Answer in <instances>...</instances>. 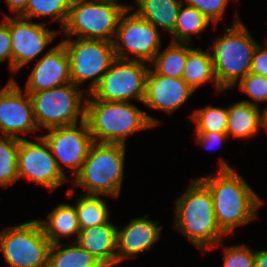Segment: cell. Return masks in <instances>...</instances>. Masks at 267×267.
I'll use <instances>...</instances> for the list:
<instances>
[{"instance_id":"cell-11","label":"cell","mask_w":267,"mask_h":267,"mask_svg":"<svg viewBox=\"0 0 267 267\" xmlns=\"http://www.w3.org/2000/svg\"><path fill=\"white\" fill-rule=\"evenodd\" d=\"M150 64L116 58L90 95L97 100L143 103Z\"/></svg>"},{"instance_id":"cell-28","label":"cell","mask_w":267,"mask_h":267,"mask_svg":"<svg viewBox=\"0 0 267 267\" xmlns=\"http://www.w3.org/2000/svg\"><path fill=\"white\" fill-rule=\"evenodd\" d=\"M70 3L71 0H28L26 11L20 17L29 20L42 19L41 23L45 24L50 19L51 24L59 23L61 31L68 18Z\"/></svg>"},{"instance_id":"cell-25","label":"cell","mask_w":267,"mask_h":267,"mask_svg":"<svg viewBox=\"0 0 267 267\" xmlns=\"http://www.w3.org/2000/svg\"><path fill=\"white\" fill-rule=\"evenodd\" d=\"M192 43L170 41L166 47L161 48L155 55L150 67L157 73L171 78H182L184 66Z\"/></svg>"},{"instance_id":"cell-37","label":"cell","mask_w":267,"mask_h":267,"mask_svg":"<svg viewBox=\"0 0 267 267\" xmlns=\"http://www.w3.org/2000/svg\"><path fill=\"white\" fill-rule=\"evenodd\" d=\"M5 4L8 7L7 10L12 13V15L2 12L3 17H20L26 11L28 0H5Z\"/></svg>"},{"instance_id":"cell-32","label":"cell","mask_w":267,"mask_h":267,"mask_svg":"<svg viewBox=\"0 0 267 267\" xmlns=\"http://www.w3.org/2000/svg\"><path fill=\"white\" fill-rule=\"evenodd\" d=\"M224 240L217 243L214 248L221 247L223 252L222 267H255V249H251L246 243L225 246ZM224 244V245H223Z\"/></svg>"},{"instance_id":"cell-17","label":"cell","mask_w":267,"mask_h":267,"mask_svg":"<svg viewBox=\"0 0 267 267\" xmlns=\"http://www.w3.org/2000/svg\"><path fill=\"white\" fill-rule=\"evenodd\" d=\"M32 67L23 88L26 93H35L72 83L69 57L61 42L35 61Z\"/></svg>"},{"instance_id":"cell-30","label":"cell","mask_w":267,"mask_h":267,"mask_svg":"<svg viewBox=\"0 0 267 267\" xmlns=\"http://www.w3.org/2000/svg\"><path fill=\"white\" fill-rule=\"evenodd\" d=\"M20 139L0 136V187L8 188L19 181L18 148Z\"/></svg>"},{"instance_id":"cell-9","label":"cell","mask_w":267,"mask_h":267,"mask_svg":"<svg viewBox=\"0 0 267 267\" xmlns=\"http://www.w3.org/2000/svg\"><path fill=\"white\" fill-rule=\"evenodd\" d=\"M50 247L37 218L0 231V251L9 267H48Z\"/></svg>"},{"instance_id":"cell-27","label":"cell","mask_w":267,"mask_h":267,"mask_svg":"<svg viewBox=\"0 0 267 267\" xmlns=\"http://www.w3.org/2000/svg\"><path fill=\"white\" fill-rule=\"evenodd\" d=\"M48 267H105L76 242L51 244Z\"/></svg>"},{"instance_id":"cell-26","label":"cell","mask_w":267,"mask_h":267,"mask_svg":"<svg viewBox=\"0 0 267 267\" xmlns=\"http://www.w3.org/2000/svg\"><path fill=\"white\" fill-rule=\"evenodd\" d=\"M213 23L200 11L184 2L178 12L177 22L171 36V41L182 43H193V36L201 41L202 33Z\"/></svg>"},{"instance_id":"cell-14","label":"cell","mask_w":267,"mask_h":267,"mask_svg":"<svg viewBox=\"0 0 267 267\" xmlns=\"http://www.w3.org/2000/svg\"><path fill=\"white\" fill-rule=\"evenodd\" d=\"M18 178H26L53 192L70 180L59 170L49 145L41 135L34 141L20 140L18 148Z\"/></svg>"},{"instance_id":"cell-31","label":"cell","mask_w":267,"mask_h":267,"mask_svg":"<svg viewBox=\"0 0 267 267\" xmlns=\"http://www.w3.org/2000/svg\"><path fill=\"white\" fill-rule=\"evenodd\" d=\"M236 86L237 90L249 97L248 99H241V101L259 107H261V102L267 103V77L250 72L231 89H234Z\"/></svg>"},{"instance_id":"cell-29","label":"cell","mask_w":267,"mask_h":267,"mask_svg":"<svg viewBox=\"0 0 267 267\" xmlns=\"http://www.w3.org/2000/svg\"><path fill=\"white\" fill-rule=\"evenodd\" d=\"M195 125L194 133H227L228 112L227 106L219 107L213 104L196 108L189 115Z\"/></svg>"},{"instance_id":"cell-8","label":"cell","mask_w":267,"mask_h":267,"mask_svg":"<svg viewBox=\"0 0 267 267\" xmlns=\"http://www.w3.org/2000/svg\"><path fill=\"white\" fill-rule=\"evenodd\" d=\"M60 42L69 57L71 82L90 94L116 59L113 42L84 38H62Z\"/></svg>"},{"instance_id":"cell-5","label":"cell","mask_w":267,"mask_h":267,"mask_svg":"<svg viewBox=\"0 0 267 267\" xmlns=\"http://www.w3.org/2000/svg\"><path fill=\"white\" fill-rule=\"evenodd\" d=\"M126 150L123 144L94 142L70 188H82L85 195L118 198L125 178Z\"/></svg>"},{"instance_id":"cell-16","label":"cell","mask_w":267,"mask_h":267,"mask_svg":"<svg viewBox=\"0 0 267 267\" xmlns=\"http://www.w3.org/2000/svg\"><path fill=\"white\" fill-rule=\"evenodd\" d=\"M195 92L182 78L157 74L149 68L143 103L151 110L175 114Z\"/></svg>"},{"instance_id":"cell-36","label":"cell","mask_w":267,"mask_h":267,"mask_svg":"<svg viewBox=\"0 0 267 267\" xmlns=\"http://www.w3.org/2000/svg\"><path fill=\"white\" fill-rule=\"evenodd\" d=\"M263 44V46H262ZM250 72L267 77V40L257 45L251 62Z\"/></svg>"},{"instance_id":"cell-10","label":"cell","mask_w":267,"mask_h":267,"mask_svg":"<svg viewBox=\"0 0 267 267\" xmlns=\"http://www.w3.org/2000/svg\"><path fill=\"white\" fill-rule=\"evenodd\" d=\"M161 31L131 8L121 15L113 40L116 58L150 64L162 48Z\"/></svg>"},{"instance_id":"cell-12","label":"cell","mask_w":267,"mask_h":267,"mask_svg":"<svg viewBox=\"0 0 267 267\" xmlns=\"http://www.w3.org/2000/svg\"><path fill=\"white\" fill-rule=\"evenodd\" d=\"M40 134L50 147L56 159L59 170L70 181L79 173L88 156L91 145L94 143L89 131L88 123H80L51 128ZM69 170L72 178L65 173Z\"/></svg>"},{"instance_id":"cell-3","label":"cell","mask_w":267,"mask_h":267,"mask_svg":"<svg viewBox=\"0 0 267 267\" xmlns=\"http://www.w3.org/2000/svg\"><path fill=\"white\" fill-rule=\"evenodd\" d=\"M85 120L94 142L123 145L138 131L156 128L162 123L132 102L102 101L90 94L86 99Z\"/></svg>"},{"instance_id":"cell-15","label":"cell","mask_w":267,"mask_h":267,"mask_svg":"<svg viewBox=\"0 0 267 267\" xmlns=\"http://www.w3.org/2000/svg\"><path fill=\"white\" fill-rule=\"evenodd\" d=\"M33 106L28 93L18 84L14 75L0 87V136L25 139L28 134L38 137ZM35 135V136H34Z\"/></svg>"},{"instance_id":"cell-34","label":"cell","mask_w":267,"mask_h":267,"mask_svg":"<svg viewBox=\"0 0 267 267\" xmlns=\"http://www.w3.org/2000/svg\"><path fill=\"white\" fill-rule=\"evenodd\" d=\"M4 61H8V68L12 72V48L8 16L2 17L0 22V64Z\"/></svg>"},{"instance_id":"cell-22","label":"cell","mask_w":267,"mask_h":267,"mask_svg":"<svg viewBox=\"0 0 267 267\" xmlns=\"http://www.w3.org/2000/svg\"><path fill=\"white\" fill-rule=\"evenodd\" d=\"M183 0H133L131 9L156 28L170 35ZM136 7V8H135Z\"/></svg>"},{"instance_id":"cell-35","label":"cell","mask_w":267,"mask_h":267,"mask_svg":"<svg viewBox=\"0 0 267 267\" xmlns=\"http://www.w3.org/2000/svg\"><path fill=\"white\" fill-rule=\"evenodd\" d=\"M194 140L197 145L202 148L214 150L222 146L227 140L230 141L227 133L207 132V133H193ZM205 149V150H206Z\"/></svg>"},{"instance_id":"cell-2","label":"cell","mask_w":267,"mask_h":267,"mask_svg":"<svg viewBox=\"0 0 267 267\" xmlns=\"http://www.w3.org/2000/svg\"><path fill=\"white\" fill-rule=\"evenodd\" d=\"M173 206L172 227L203 255L227 237L217 225L212 195L198 178L191 179Z\"/></svg>"},{"instance_id":"cell-19","label":"cell","mask_w":267,"mask_h":267,"mask_svg":"<svg viewBox=\"0 0 267 267\" xmlns=\"http://www.w3.org/2000/svg\"><path fill=\"white\" fill-rule=\"evenodd\" d=\"M112 221L81 229L76 243L105 267L117 266V224Z\"/></svg>"},{"instance_id":"cell-23","label":"cell","mask_w":267,"mask_h":267,"mask_svg":"<svg viewBox=\"0 0 267 267\" xmlns=\"http://www.w3.org/2000/svg\"><path fill=\"white\" fill-rule=\"evenodd\" d=\"M182 79L194 92L205 83L209 84V82L213 83L216 95L225 92L216 80L209 49L205 51L200 47H193L189 51Z\"/></svg>"},{"instance_id":"cell-4","label":"cell","mask_w":267,"mask_h":267,"mask_svg":"<svg viewBox=\"0 0 267 267\" xmlns=\"http://www.w3.org/2000/svg\"><path fill=\"white\" fill-rule=\"evenodd\" d=\"M238 13H235L231 27L226 26L220 36H214L208 48L216 80L224 91L250 73L253 54L259 44Z\"/></svg>"},{"instance_id":"cell-7","label":"cell","mask_w":267,"mask_h":267,"mask_svg":"<svg viewBox=\"0 0 267 267\" xmlns=\"http://www.w3.org/2000/svg\"><path fill=\"white\" fill-rule=\"evenodd\" d=\"M28 94L39 131L85 120L87 92L73 83Z\"/></svg>"},{"instance_id":"cell-18","label":"cell","mask_w":267,"mask_h":267,"mask_svg":"<svg viewBox=\"0 0 267 267\" xmlns=\"http://www.w3.org/2000/svg\"><path fill=\"white\" fill-rule=\"evenodd\" d=\"M149 214L132 218L121 229L117 226V265L150 251L162 238L163 225Z\"/></svg>"},{"instance_id":"cell-39","label":"cell","mask_w":267,"mask_h":267,"mask_svg":"<svg viewBox=\"0 0 267 267\" xmlns=\"http://www.w3.org/2000/svg\"><path fill=\"white\" fill-rule=\"evenodd\" d=\"M260 120H261V131L266 132L267 134V105L262 108L260 107Z\"/></svg>"},{"instance_id":"cell-38","label":"cell","mask_w":267,"mask_h":267,"mask_svg":"<svg viewBox=\"0 0 267 267\" xmlns=\"http://www.w3.org/2000/svg\"><path fill=\"white\" fill-rule=\"evenodd\" d=\"M255 267H267V249H255Z\"/></svg>"},{"instance_id":"cell-33","label":"cell","mask_w":267,"mask_h":267,"mask_svg":"<svg viewBox=\"0 0 267 267\" xmlns=\"http://www.w3.org/2000/svg\"><path fill=\"white\" fill-rule=\"evenodd\" d=\"M231 0H183V2L194 7L204 14L214 25V28L225 16V11Z\"/></svg>"},{"instance_id":"cell-40","label":"cell","mask_w":267,"mask_h":267,"mask_svg":"<svg viewBox=\"0 0 267 267\" xmlns=\"http://www.w3.org/2000/svg\"><path fill=\"white\" fill-rule=\"evenodd\" d=\"M110 1H115V2L121 3V1H120V0H110Z\"/></svg>"},{"instance_id":"cell-1","label":"cell","mask_w":267,"mask_h":267,"mask_svg":"<svg viewBox=\"0 0 267 267\" xmlns=\"http://www.w3.org/2000/svg\"><path fill=\"white\" fill-rule=\"evenodd\" d=\"M217 162L219 168L215 173L199 176L198 179L212 195L217 225L229 236L238 227H244L259 218L258 211L264 200L224 157Z\"/></svg>"},{"instance_id":"cell-13","label":"cell","mask_w":267,"mask_h":267,"mask_svg":"<svg viewBox=\"0 0 267 267\" xmlns=\"http://www.w3.org/2000/svg\"><path fill=\"white\" fill-rule=\"evenodd\" d=\"M46 25L38 19L35 22L23 17L8 16L13 74L18 73L25 65H32L34 60L38 61L53 47L49 45H52L60 30L51 29ZM47 46L50 48L45 51Z\"/></svg>"},{"instance_id":"cell-20","label":"cell","mask_w":267,"mask_h":267,"mask_svg":"<svg viewBox=\"0 0 267 267\" xmlns=\"http://www.w3.org/2000/svg\"><path fill=\"white\" fill-rule=\"evenodd\" d=\"M37 219L51 244L65 242L64 239L75 242L81 230L75 205L67 201L53 207L45 219Z\"/></svg>"},{"instance_id":"cell-24","label":"cell","mask_w":267,"mask_h":267,"mask_svg":"<svg viewBox=\"0 0 267 267\" xmlns=\"http://www.w3.org/2000/svg\"><path fill=\"white\" fill-rule=\"evenodd\" d=\"M70 187L66 190L68 198L75 197V209L79 220L80 229L108 223L111 219L109 200L103 196L74 194Z\"/></svg>"},{"instance_id":"cell-6","label":"cell","mask_w":267,"mask_h":267,"mask_svg":"<svg viewBox=\"0 0 267 267\" xmlns=\"http://www.w3.org/2000/svg\"><path fill=\"white\" fill-rule=\"evenodd\" d=\"M132 3L110 0H71L68 18L60 34L65 38L101 39L113 42L119 19Z\"/></svg>"},{"instance_id":"cell-21","label":"cell","mask_w":267,"mask_h":267,"mask_svg":"<svg viewBox=\"0 0 267 267\" xmlns=\"http://www.w3.org/2000/svg\"><path fill=\"white\" fill-rule=\"evenodd\" d=\"M227 135L230 140H250L261 132L260 107L243 102H233L227 106Z\"/></svg>"}]
</instances>
